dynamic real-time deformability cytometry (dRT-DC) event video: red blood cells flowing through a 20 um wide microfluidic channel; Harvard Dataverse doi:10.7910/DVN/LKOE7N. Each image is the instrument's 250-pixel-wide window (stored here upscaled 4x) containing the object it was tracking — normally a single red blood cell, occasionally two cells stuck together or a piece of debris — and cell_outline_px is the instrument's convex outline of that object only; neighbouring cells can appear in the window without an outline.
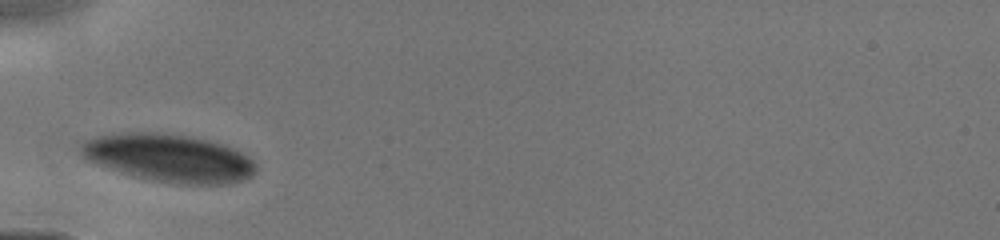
{"species": "human", "species_latin": "Homo sapiens", "temperature_condition": "cold", "stored_images_in_passage": 39, "camera_frame_rate_fps": 3000, "um_per_image_px": 0.085, "donor": {"sex": "male"}, "frame": {"image": 1, "passage_image": 1, "time_ms": 0.0, "image_size_px": [1000, 240], "cell_outline_px": [[256, 172], [252, 176], [244, 180], [224, 184], [180, 184], [156, 180], [136, 176], [96, 164], [88, 160], [80, 152], [80, 148], [84, 140], [96, 136], [124, 132], [156, 132], [188, 136], [208, 140], [224, 144], [248, 156], [256, 164]], "centroid_in_image_um": [14.38, 13.42], "position_along_channel_um": 70.6, "area_um2": 48.55}}
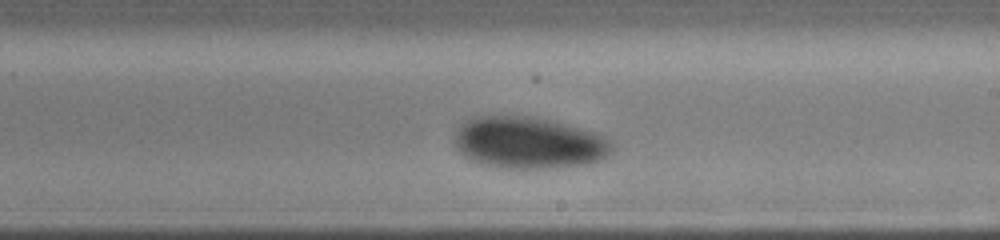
{"frame": {"image": 2, "passage_image": 21, "time_ms": 4.0, "image_size_px": [1000, 240], "cell_outline_px": [[612, 148], [608, 156], [592, 164], [564, 168], [500, 168], [480, 164], [464, 156], [456, 148], [456, 128], [464, 120], [472, 116], [492, 112], [508, 112], [536, 116], [556, 120], [604, 136], [612, 144]], "centroid_in_image_um": [44.89, 12.08], "position_along_channel_um": 244.1, "area_um2": 49.42}}
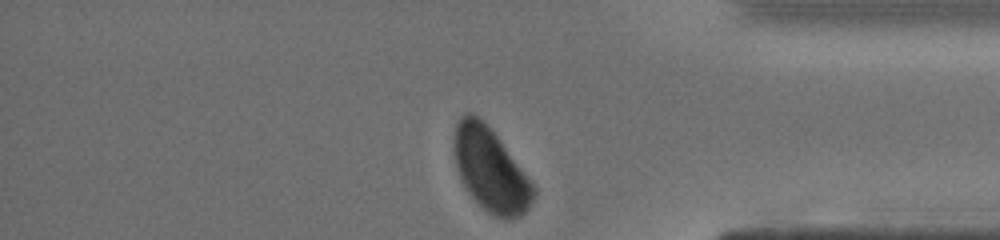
{"frame": {"image": 3, "passage_image": 39, "time_ms": 7.667, "image_size_px": [1000, 240], "cell_outline_px": [[536, 192], [528, 208], [520, 216], [504, 220], [488, 212], [468, 192], [460, 180], [456, 168], [452, 144], [452, 140], [456, 124], [460, 116], [464, 112], [472, 112], [480, 116], [488, 124], [536, 188]], "centroid_in_image_um": [41.64, 14.37], "position_along_channel_um": 393.6, "area_um2": 38.78}}